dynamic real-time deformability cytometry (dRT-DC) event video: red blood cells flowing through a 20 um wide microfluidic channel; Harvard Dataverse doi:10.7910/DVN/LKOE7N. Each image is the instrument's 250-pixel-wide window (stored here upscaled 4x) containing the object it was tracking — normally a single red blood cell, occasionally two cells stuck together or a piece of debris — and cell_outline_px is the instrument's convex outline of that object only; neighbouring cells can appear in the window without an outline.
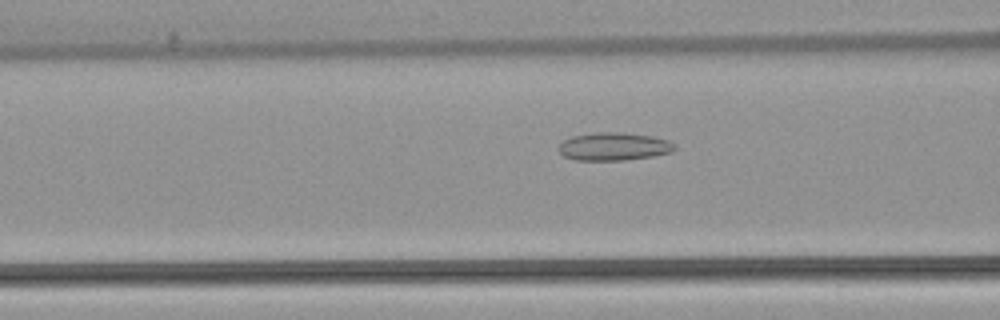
{"species": "common noctule bat (a hibernating species)", "species_latin": "Nyctalus noctula", "temperature_condition": "warm", "stored_images_in_passage": 35, "camera_frame_rate_fps": 3000, "um_per_image_px": 0.085, "animal": {"sex": "female", "body_mass_g": 22.7, "forearm_length_mm": 54.2}, "frame": {"image": 1, "passage_image": 14, "time_ms": 4.333, "image_size_px": [1000, 320], "cell_outline_px": [[676, 148], [672, 152], [652, 156], [624, 160], [572, 160], [564, 156], [556, 148], [564, 140], [572, 136], [596, 132], [620, 132], [652, 136], [668, 140], [676, 144]], "centroid_in_image_um": [52.17, 12.45], "position_along_channel_um": 114.4, "area_um2": 19.02}}
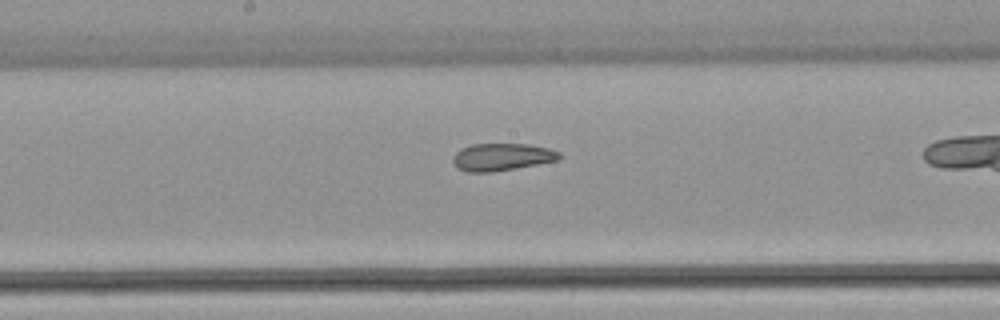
{"frame": {"image": 2, "passage_image": 21, "time_ms": 6.667, "image_size_px": [1000, 320], "cell_outline_px": [[560, 160], [516, 168], [492, 172], [468, 172], [456, 168], [452, 160], [452, 156], [460, 148], [472, 144], [528, 144], [548, 148], [560, 152]], "centroid_in_image_um": [42.63, 13.34], "position_along_channel_um": 205.6, "area_um2": 17.11}}
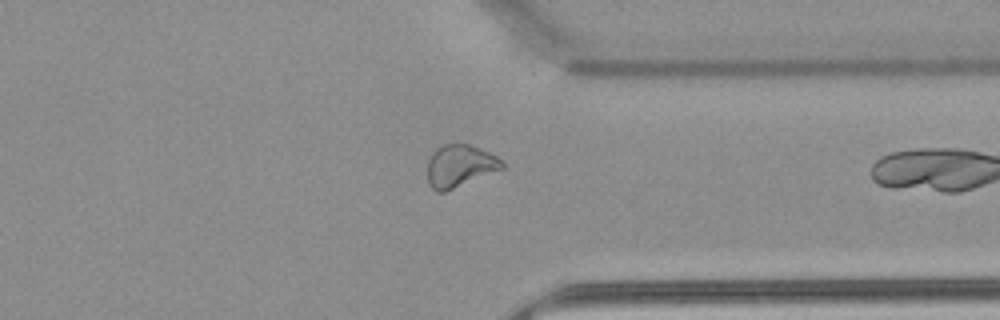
{"frame": {"image": 3, "passage_image": 34, "time_ms": 11.0, "image_size_px": [1000, 320], "cell_outline_px": [[504, 168], [444, 192], [436, 192], [428, 184], [428, 160], [432, 152], [436, 148], [444, 144], [468, 144], [488, 152], [504, 160]], "centroid_in_image_um": [39.07, 14.1], "position_along_channel_um": 372.3, "area_um2": 18.32}}